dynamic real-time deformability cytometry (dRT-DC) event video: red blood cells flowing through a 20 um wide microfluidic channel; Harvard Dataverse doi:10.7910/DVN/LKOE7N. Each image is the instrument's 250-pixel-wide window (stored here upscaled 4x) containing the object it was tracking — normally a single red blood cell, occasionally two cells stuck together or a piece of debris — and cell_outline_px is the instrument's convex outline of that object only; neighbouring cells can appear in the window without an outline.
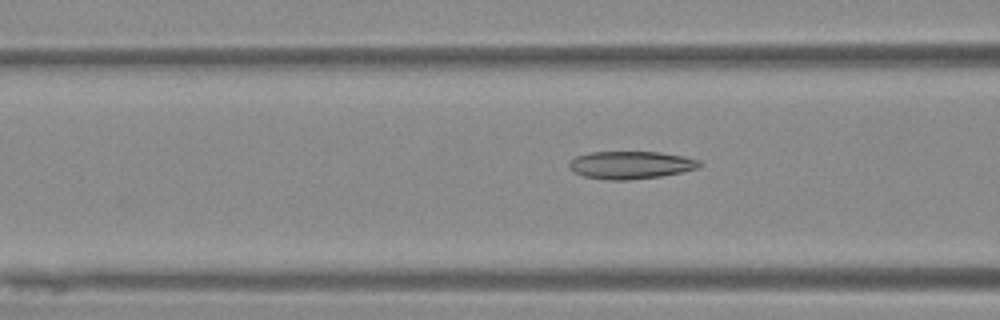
{"species": "Egyptian fruit bat (a non-hibernating species)", "species_latin": "Rousettus aegyptiacus", "temperature_condition": "warm", "stored_images_in_passage": 33, "camera_frame_rate_fps": 3000, "um_per_image_px": 0.085, "animal": {"sex": "female"}, "frame": {"image": 1, "passage_image": 10, "time_ms": 3.0, "image_size_px": [1000, 320], "cell_outline_px": [[704, 164], [696, 168], [680, 172], [660, 176], [628, 180], [608, 180], [584, 176], [568, 168], [568, 160], [576, 156], [592, 152], [660, 152], [684, 156], [700, 160]], "centroid_in_image_um": [53.6, 14.02], "position_along_channel_um": 113.0, "area_um2": 21.04}}
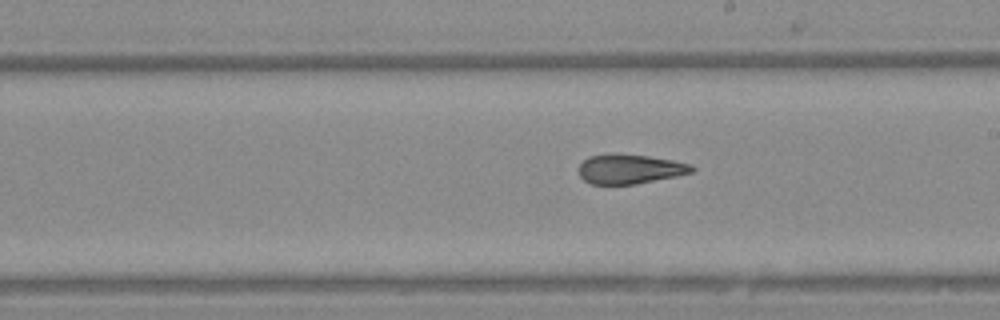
{"frame": {"image": 2, "passage_image": 20, "time_ms": 6.333, "image_size_px": [1000, 320], "cell_outline_px": [[696, 168], [692, 172], [676, 176], [636, 184], [592, 184], [584, 180], [580, 176], [580, 164], [588, 156], [616, 152], [648, 156], [672, 160], [692, 164]], "centroid_in_image_um": [53.54, 14.35], "position_along_channel_um": 235.5, "area_um2": 19.59}}
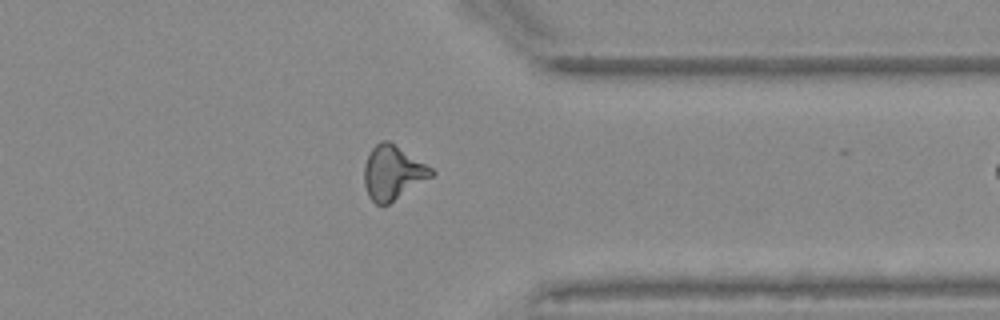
{"frame": {"image": 3, "passage_image": 32, "time_ms": 10.333, "image_size_px": [1000, 320], "cell_outline_px": [[436, 172], [432, 176], [388, 204], [376, 204], [368, 196], [364, 184], [364, 164], [372, 148], [380, 140], [388, 140], [432, 168]], "centroid_in_image_um": [33.36, 14.67], "position_along_channel_um": 378.0, "area_um2": 20.87}}